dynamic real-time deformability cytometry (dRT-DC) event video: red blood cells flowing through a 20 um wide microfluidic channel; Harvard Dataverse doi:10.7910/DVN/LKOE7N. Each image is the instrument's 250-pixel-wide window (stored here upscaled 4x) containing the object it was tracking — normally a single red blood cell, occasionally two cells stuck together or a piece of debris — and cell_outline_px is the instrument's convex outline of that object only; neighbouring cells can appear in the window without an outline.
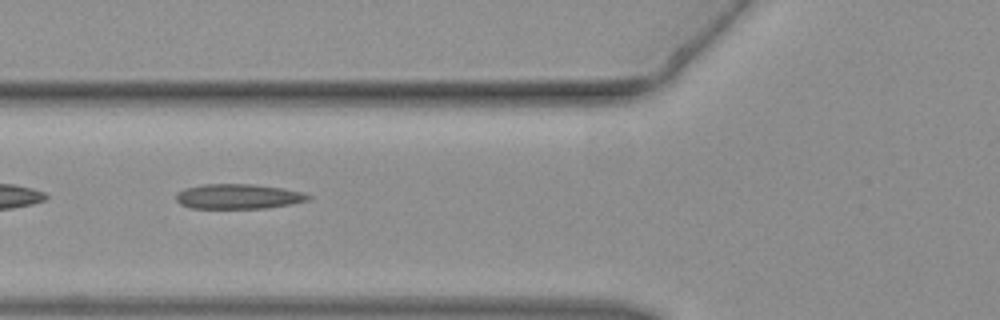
{"species": "common noctule bat (a hibernating species)", "species_latin": "Nyctalus noctula", "temperature_condition": "warm", "stored_images_in_passage": 34, "camera_frame_rate_fps": 3000, "um_per_image_px": 0.085, "animal": {"sex": "female", "body_mass_g": 19.3, "forearm_length_mm": 54.1}, "frame": {"image": 1, "passage_image": 6, "time_ms": 1.667, "image_size_px": [1000, 320], "cell_outline_px": [[312, 196], [308, 200], [292, 204], [264, 208], [192, 208], [180, 204], [176, 200], [176, 192], [184, 188], [204, 184], [252, 184], [284, 188], [300, 192]], "centroid_in_image_um": [20.23, 16.69], "position_along_channel_um": 105.6, "area_um2": 19.19}}
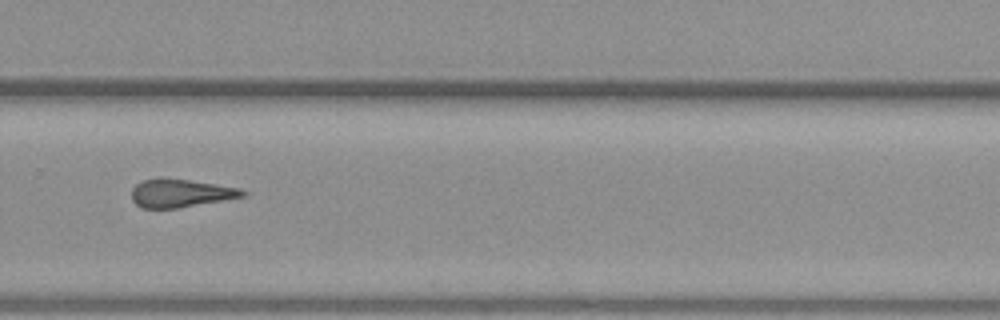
{"frame": {"image": 2, "passage_image": 20, "time_ms": 6.333, "image_size_px": [1000, 320], "cell_outline_px": [[248, 192], [244, 196], [224, 200], [176, 208], [140, 208], [132, 200], [132, 188], [136, 184], [144, 180], [160, 176], [164, 176], [240, 188]], "centroid_in_image_um": [15.31, 16.4], "position_along_channel_um": 314.5, "area_um2": 18.38}}